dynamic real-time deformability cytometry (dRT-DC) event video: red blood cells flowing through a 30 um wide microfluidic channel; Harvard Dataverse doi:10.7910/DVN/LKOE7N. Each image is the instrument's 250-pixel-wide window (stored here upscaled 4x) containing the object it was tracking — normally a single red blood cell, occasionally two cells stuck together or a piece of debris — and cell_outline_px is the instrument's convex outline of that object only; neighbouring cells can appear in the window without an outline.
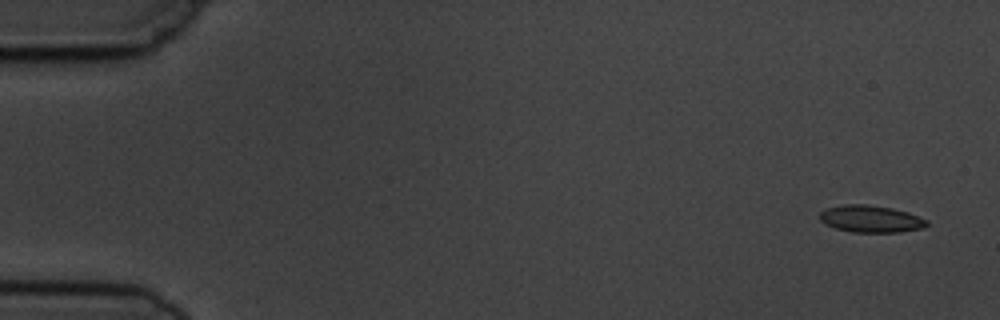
{"species": "common noctule bat (a hibernating species)", "species_latin": "Nyctalus noctula", "temperature_condition": "cold", "stored_images_in_passage": 5, "camera_frame_rate_fps": 3000, "um_per_image_px": 0.085, "animal": {"sex": "male", "body_mass_g": 19.5, "forearm_length_mm": 54.6}, "frame": {"image": 1, "passage_image": 1, "time_ms": 0.0, "image_size_px": [1000, 320], "cell_outline_px": [[928, 224], [924, 228], [900, 232], [852, 232], [836, 228], [824, 224], [820, 220], [820, 212], [828, 208], [844, 204], [864, 204], [892, 208], [908, 212], [928, 220]], "centroid_in_image_um": [74.03, 18.61], "position_along_channel_um": 11.0, "area_um2": 16.88}}
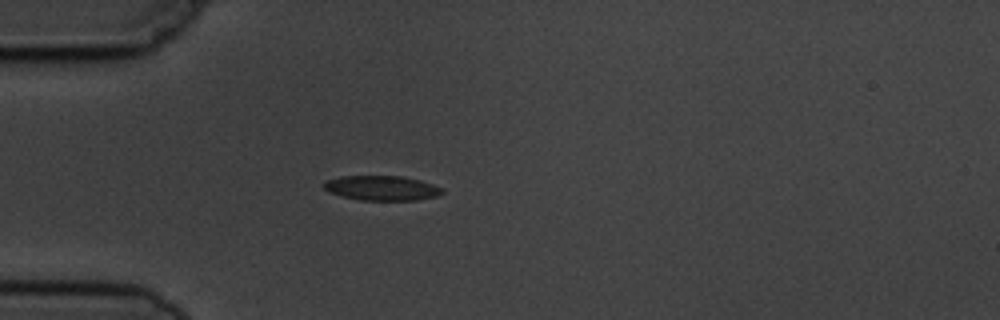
{"frame": {"image": 2, "passage_image": 4, "time_ms": 4.333, "image_size_px": [1000, 320], "cell_outline_px": [[444, 192], [436, 196], [416, 200], [360, 200], [344, 196], [332, 192], [324, 188], [324, 184], [328, 180], [340, 176], [404, 176], [420, 180], [444, 188]], "centroid_in_image_um": [32.51, 15.98], "position_along_channel_um": 52.5, "area_um2": 16.88}}